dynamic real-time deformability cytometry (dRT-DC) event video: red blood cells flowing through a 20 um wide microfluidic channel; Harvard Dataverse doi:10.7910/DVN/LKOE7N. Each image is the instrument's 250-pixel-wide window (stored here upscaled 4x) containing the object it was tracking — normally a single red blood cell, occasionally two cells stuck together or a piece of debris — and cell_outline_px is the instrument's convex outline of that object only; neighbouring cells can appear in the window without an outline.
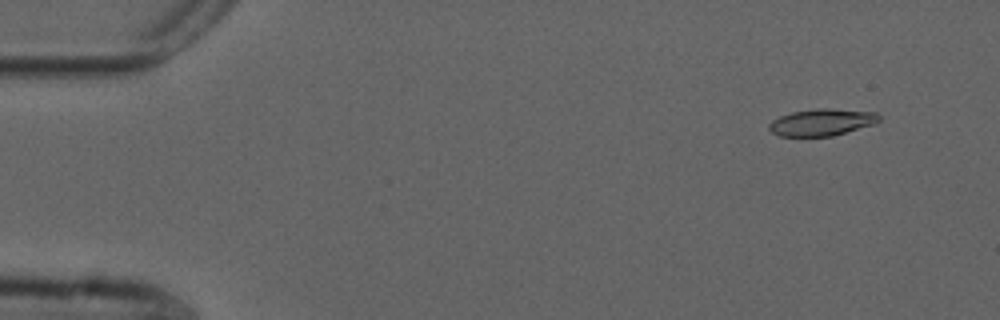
{"species": "common noctule bat (a hibernating species)", "species_latin": "Nyctalus noctula", "temperature_condition": "cold", "stored_images_in_passage": 56, "camera_frame_rate_fps": 3000, "um_per_image_px": 0.085, "animal": {"sex": "male", "forearm_length_mm": 52.5}, "frame": {"image": 1, "passage_image": 5, "time_ms": 1.333, "image_size_px": [1000, 320], "cell_outline_px": [[880, 120], [872, 124], [832, 136], [780, 136], [772, 132], [768, 128], [768, 124], [772, 120], [780, 116], [792, 112], [816, 108], [828, 108], [876, 112], [880, 116]], "centroid_in_image_um": [69.82, 10.38], "position_along_channel_um": 15.2, "area_um2": 17.11}}
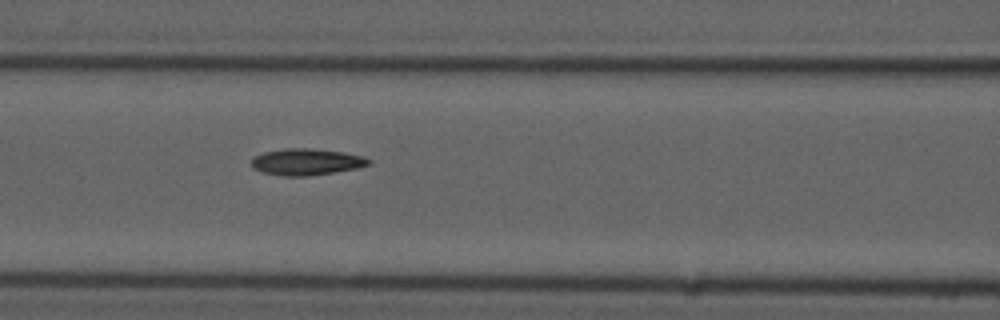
{"frame": {"image": 2, "passage_image": 24, "time_ms": 7.667, "image_size_px": [1000, 320], "cell_outline_px": [[372, 160], [368, 164], [356, 168], [308, 176], [280, 176], [260, 172], [252, 168], [252, 156], [264, 152], [284, 148], [312, 148], [344, 152], [360, 156]], "centroid_in_image_um": [25.97, 13.75], "position_along_channel_um": 140.6, "area_um2": 18.15}}
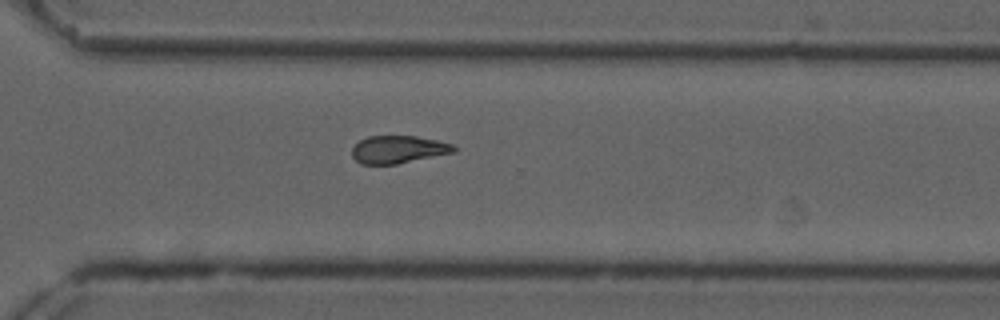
{"frame": {"image": 3, "passage_image": 40, "time_ms": 13.0, "image_size_px": [1000, 320], "cell_outline_px": [[456, 152], [396, 164], [360, 164], [352, 156], [352, 148], [360, 140], [368, 136], [416, 136], [440, 140], [452, 144], [456, 148]], "centroid_in_image_um": [33.87, 12.7], "position_along_channel_um": 336.7, "area_um2": 16.47}, "authors_computed_cell_mechanics": {"area_um2": 17.3689, "velocity_mm_per_s": 3.6865, "shape_relaxation_time_tau1_ms": 7.1551, "shape_relaxation_time_tau2_ms": 7.0646, "deformation_change_tau1": 0.1519, "deformation_change_tau2": 0.1528}}